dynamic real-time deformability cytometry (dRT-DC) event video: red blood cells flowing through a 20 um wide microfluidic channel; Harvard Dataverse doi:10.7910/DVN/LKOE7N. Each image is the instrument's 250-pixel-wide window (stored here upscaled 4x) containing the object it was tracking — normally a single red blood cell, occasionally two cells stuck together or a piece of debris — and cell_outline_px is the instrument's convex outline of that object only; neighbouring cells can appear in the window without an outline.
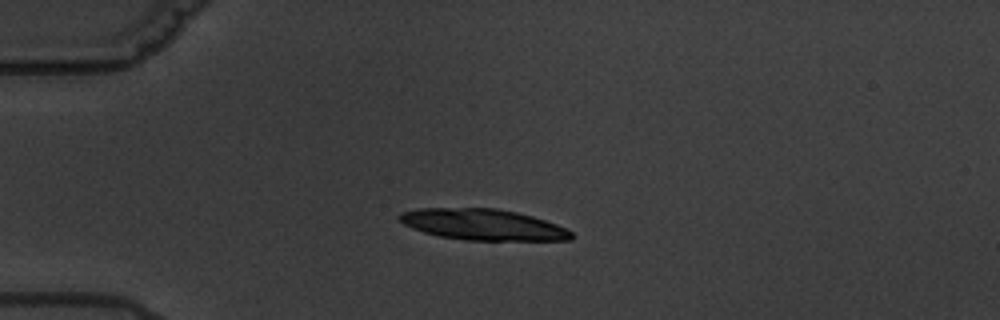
{"species": "common noctule bat (a hibernating species)", "species_latin": "Nyctalus noctula", "temperature_condition": "warm", "stored_images_in_passage": 6, "segment_of_instrument_passage": [1, 2], "camera_frame_rate_fps": 3000, "um_per_image_px": 0.085, "animal": {"sex": "male", "body_mass_g": 19.5, "forearm_length_mm": 54.6}, "frame": {"image": 1, "passage_image": 4, "time_ms": 3.333, "image_size_px": [1000, 320], "cell_outline_px": [[572, 240], [464, 240], [440, 236], [424, 232], [412, 228], [404, 224], [400, 220], [400, 212], [420, 208], [496, 208], [516, 212], [532, 216], [556, 224], [572, 232]], "centroid_in_image_um": [41.04, 19.09], "position_along_channel_um": 44.0, "area_um2": 30.87}}